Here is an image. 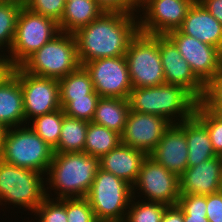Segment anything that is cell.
<instances>
[{"instance_id": "obj_22", "label": "cell", "mask_w": 222, "mask_h": 222, "mask_svg": "<svg viewBox=\"0 0 222 222\" xmlns=\"http://www.w3.org/2000/svg\"><path fill=\"white\" fill-rule=\"evenodd\" d=\"M184 133L188 146V167L197 166L217 156L207 127L195 115L184 120Z\"/></svg>"}, {"instance_id": "obj_4", "label": "cell", "mask_w": 222, "mask_h": 222, "mask_svg": "<svg viewBox=\"0 0 222 222\" xmlns=\"http://www.w3.org/2000/svg\"><path fill=\"white\" fill-rule=\"evenodd\" d=\"M54 150L37 133L24 127L5 129L0 145V159L14 166L46 174Z\"/></svg>"}, {"instance_id": "obj_16", "label": "cell", "mask_w": 222, "mask_h": 222, "mask_svg": "<svg viewBox=\"0 0 222 222\" xmlns=\"http://www.w3.org/2000/svg\"><path fill=\"white\" fill-rule=\"evenodd\" d=\"M172 123L162 116L130 111L121 143L149 155Z\"/></svg>"}, {"instance_id": "obj_15", "label": "cell", "mask_w": 222, "mask_h": 222, "mask_svg": "<svg viewBox=\"0 0 222 222\" xmlns=\"http://www.w3.org/2000/svg\"><path fill=\"white\" fill-rule=\"evenodd\" d=\"M158 45L165 83L181 86L200 102L205 85L195 76L187 61L166 35H158Z\"/></svg>"}, {"instance_id": "obj_5", "label": "cell", "mask_w": 222, "mask_h": 222, "mask_svg": "<svg viewBox=\"0 0 222 222\" xmlns=\"http://www.w3.org/2000/svg\"><path fill=\"white\" fill-rule=\"evenodd\" d=\"M80 66L74 35L66 32H60L21 65L28 73L56 80Z\"/></svg>"}, {"instance_id": "obj_31", "label": "cell", "mask_w": 222, "mask_h": 222, "mask_svg": "<svg viewBox=\"0 0 222 222\" xmlns=\"http://www.w3.org/2000/svg\"><path fill=\"white\" fill-rule=\"evenodd\" d=\"M178 206L184 222H209L206 217V195L180 194Z\"/></svg>"}, {"instance_id": "obj_11", "label": "cell", "mask_w": 222, "mask_h": 222, "mask_svg": "<svg viewBox=\"0 0 222 222\" xmlns=\"http://www.w3.org/2000/svg\"><path fill=\"white\" fill-rule=\"evenodd\" d=\"M100 97L128 99L133 89L125 56L100 58L83 65Z\"/></svg>"}, {"instance_id": "obj_27", "label": "cell", "mask_w": 222, "mask_h": 222, "mask_svg": "<svg viewBox=\"0 0 222 222\" xmlns=\"http://www.w3.org/2000/svg\"><path fill=\"white\" fill-rule=\"evenodd\" d=\"M121 143V135L104 126L88 123L84 152L101 157Z\"/></svg>"}, {"instance_id": "obj_45", "label": "cell", "mask_w": 222, "mask_h": 222, "mask_svg": "<svg viewBox=\"0 0 222 222\" xmlns=\"http://www.w3.org/2000/svg\"><path fill=\"white\" fill-rule=\"evenodd\" d=\"M4 130L5 129L0 125V145H1V140H2V137H3Z\"/></svg>"}, {"instance_id": "obj_44", "label": "cell", "mask_w": 222, "mask_h": 222, "mask_svg": "<svg viewBox=\"0 0 222 222\" xmlns=\"http://www.w3.org/2000/svg\"><path fill=\"white\" fill-rule=\"evenodd\" d=\"M146 0H132L133 4L139 8L141 4H143Z\"/></svg>"}, {"instance_id": "obj_21", "label": "cell", "mask_w": 222, "mask_h": 222, "mask_svg": "<svg viewBox=\"0 0 222 222\" xmlns=\"http://www.w3.org/2000/svg\"><path fill=\"white\" fill-rule=\"evenodd\" d=\"M24 123L22 88L19 78L13 73L0 85V125L9 129L20 127Z\"/></svg>"}, {"instance_id": "obj_35", "label": "cell", "mask_w": 222, "mask_h": 222, "mask_svg": "<svg viewBox=\"0 0 222 222\" xmlns=\"http://www.w3.org/2000/svg\"><path fill=\"white\" fill-rule=\"evenodd\" d=\"M67 222H98L89 201L83 198H65Z\"/></svg>"}, {"instance_id": "obj_23", "label": "cell", "mask_w": 222, "mask_h": 222, "mask_svg": "<svg viewBox=\"0 0 222 222\" xmlns=\"http://www.w3.org/2000/svg\"><path fill=\"white\" fill-rule=\"evenodd\" d=\"M129 112L128 99L100 97L91 122L122 135Z\"/></svg>"}, {"instance_id": "obj_33", "label": "cell", "mask_w": 222, "mask_h": 222, "mask_svg": "<svg viewBox=\"0 0 222 222\" xmlns=\"http://www.w3.org/2000/svg\"><path fill=\"white\" fill-rule=\"evenodd\" d=\"M99 98V95H85V97L73 98V100L63 108L64 114L91 122Z\"/></svg>"}, {"instance_id": "obj_14", "label": "cell", "mask_w": 222, "mask_h": 222, "mask_svg": "<svg viewBox=\"0 0 222 222\" xmlns=\"http://www.w3.org/2000/svg\"><path fill=\"white\" fill-rule=\"evenodd\" d=\"M195 1L146 0L139 6L141 12H144L143 17L140 15V19H136L139 31L149 35H166L170 31L177 30Z\"/></svg>"}, {"instance_id": "obj_2", "label": "cell", "mask_w": 222, "mask_h": 222, "mask_svg": "<svg viewBox=\"0 0 222 222\" xmlns=\"http://www.w3.org/2000/svg\"><path fill=\"white\" fill-rule=\"evenodd\" d=\"M99 168V157L85 152L54 153L46 179L57 191L55 200L86 197Z\"/></svg>"}, {"instance_id": "obj_7", "label": "cell", "mask_w": 222, "mask_h": 222, "mask_svg": "<svg viewBox=\"0 0 222 222\" xmlns=\"http://www.w3.org/2000/svg\"><path fill=\"white\" fill-rule=\"evenodd\" d=\"M59 24L22 6L17 18L10 59L14 67H20L31 55L60 33Z\"/></svg>"}, {"instance_id": "obj_30", "label": "cell", "mask_w": 222, "mask_h": 222, "mask_svg": "<svg viewBox=\"0 0 222 222\" xmlns=\"http://www.w3.org/2000/svg\"><path fill=\"white\" fill-rule=\"evenodd\" d=\"M132 197L126 212L124 222H161L163 213L168 205L160 202H135ZM133 202V203H132Z\"/></svg>"}, {"instance_id": "obj_20", "label": "cell", "mask_w": 222, "mask_h": 222, "mask_svg": "<svg viewBox=\"0 0 222 222\" xmlns=\"http://www.w3.org/2000/svg\"><path fill=\"white\" fill-rule=\"evenodd\" d=\"M178 30L222 51V25L197 0Z\"/></svg>"}, {"instance_id": "obj_40", "label": "cell", "mask_w": 222, "mask_h": 222, "mask_svg": "<svg viewBox=\"0 0 222 222\" xmlns=\"http://www.w3.org/2000/svg\"><path fill=\"white\" fill-rule=\"evenodd\" d=\"M222 25V0H197Z\"/></svg>"}, {"instance_id": "obj_28", "label": "cell", "mask_w": 222, "mask_h": 222, "mask_svg": "<svg viewBox=\"0 0 222 222\" xmlns=\"http://www.w3.org/2000/svg\"><path fill=\"white\" fill-rule=\"evenodd\" d=\"M23 0H0V48L11 49ZM0 49V50H1Z\"/></svg>"}, {"instance_id": "obj_12", "label": "cell", "mask_w": 222, "mask_h": 222, "mask_svg": "<svg viewBox=\"0 0 222 222\" xmlns=\"http://www.w3.org/2000/svg\"><path fill=\"white\" fill-rule=\"evenodd\" d=\"M166 36L190 66L195 76L206 85L222 70V51L196 38L181 33L178 29Z\"/></svg>"}, {"instance_id": "obj_13", "label": "cell", "mask_w": 222, "mask_h": 222, "mask_svg": "<svg viewBox=\"0 0 222 222\" xmlns=\"http://www.w3.org/2000/svg\"><path fill=\"white\" fill-rule=\"evenodd\" d=\"M136 189L144 193V198L148 197L146 201L176 205L180 196L179 177L147 155L142 162L138 178L132 186L133 197Z\"/></svg>"}, {"instance_id": "obj_1", "label": "cell", "mask_w": 222, "mask_h": 222, "mask_svg": "<svg viewBox=\"0 0 222 222\" xmlns=\"http://www.w3.org/2000/svg\"><path fill=\"white\" fill-rule=\"evenodd\" d=\"M134 15L105 11L89 25L76 30L73 35L81 66L100 58L125 56L129 42L139 32Z\"/></svg>"}, {"instance_id": "obj_41", "label": "cell", "mask_w": 222, "mask_h": 222, "mask_svg": "<svg viewBox=\"0 0 222 222\" xmlns=\"http://www.w3.org/2000/svg\"><path fill=\"white\" fill-rule=\"evenodd\" d=\"M161 222H184L183 211L178 204L166 207Z\"/></svg>"}, {"instance_id": "obj_24", "label": "cell", "mask_w": 222, "mask_h": 222, "mask_svg": "<svg viewBox=\"0 0 222 222\" xmlns=\"http://www.w3.org/2000/svg\"><path fill=\"white\" fill-rule=\"evenodd\" d=\"M105 10L95 0H73L66 2L61 21V32L74 33L99 18Z\"/></svg>"}, {"instance_id": "obj_26", "label": "cell", "mask_w": 222, "mask_h": 222, "mask_svg": "<svg viewBox=\"0 0 222 222\" xmlns=\"http://www.w3.org/2000/svg\"><path fill=\"white\" fill-rule=\"evenodd\" d=\"M88 123V121L64 115L58 144L53 149L54 153L84 152Z\"/></svg>"}, {"instance_id": "obj_3", "label": "cell", "mask_w": 222, "mask_h": 222, "mask_svg": "<svg viewBox=\"0 0 222 222\" xmlns=\"http://www.w3.org/2000/svg\"><path fill=\"white\" fill-rule=\"evenodd\" d=\"M128 102L130 111L162 116L172 124L177 120L176 123H179L191 118L198 104V101L181 86L166 83L133 88ZM174 117H179L180 120Z\"/></svg>"}, {"instance_id": "obj_29", "label": "cell", "mask_w": 222, "mask_h": 222, "mask_svg": "<svg viewBox=\"0 0 222 222\" xmlns=\"http://www.w3.org/2000/svg\"><path fill=\"white\" fill-rule=\"evenodd\" d=\"M62 108L33 118L30 128L53 149L57 146L63 124Z\"/></svg>"}, {"instance_id": "obj_17", "label": "cell", "mask_w": 222, "mask_h": 222, "mask_svg": "<svg viewBox=\"0 0 222 222\" xmlns=\"http://www.w3.org/2000/svg\"><path fill=\"white\" fill-rule=\"evenodd\" d=\"M149 156L180 177L188 167V146L184 133V121L171 124Z\"/></svg>"}, {"instance_id": "obj_39", "label": "cell", "mask_w": 222, "mask_h": 222, "mask_svg": "<svg viewBox=\"0 0 222 222\" xmlns=\"http://www.w3.org/2000/svg\"><path fill=\"white\" fill-rule=\"evenodd\" d=\"M106 12L135 13L139 10L132 0H95ZM137 9V10H136Z\"/></svg>"}, {"instance_id": "obj_42", "label": "cell", "mask_w": 222, "mask_h": 222, "mask_svg": "<svg viewBox=\"0 0 222 222\" xmlns=\"http://www.w3.org/2000/svg\"><path fill=\"white\" fill-rule=\"evenodd\" d=\"M14 68L7 55L0 54V85L13 74Z\"/></svg>"}, {"instance_id": "obj_32", "label": "cell", "mask_w": 222, "mask_h": 222, "mask_svg": "<svg viewBox=\"0 0 222 222\" xmlns=\"http://www.w3.org/2000/svg\"><path fill=\"white\" fill-rule=\"evenodd\" d=\"M194 115L207 127L212 147L217 155L222 154V121L198 102Z\"/></svg>"}, {"instance_id": "obj_37", "label": "cell", "mask_w": 222, "mask_h": 222, "mask_svg": "<svg viewBox=\"0 0 222 222\" xmlns=\"http://www.w3.org/2000/svg\"><path fill=\"white\" fill-rule=\"evenodd\" d=\"M200 103L203 106H222V70L205 85Z\"/></svg>"}, {"instance_id": "obj_6", "label": "cell", "mask_w": 222, "mask_h": 222, "mask_svg": "<svg viewBox=\"0 0 222 222\" xmlns=\"http://www.w3.org/2000/svg\"><path fill=\"white\" fill-rule=\"evenodd\" d=\"M132 197L130 184L99 168L85 198L98 222H124Z\"/></svg>"}, {"instance_id": "obj_18", "label": "cell", "mask_w": 222, "mask_h": 222, "mask_svg": "<svg viewBox=\"0 0 222 222\" xmlns=\"http://www.w3.org/2000/svg\"><path fill=\"white\" fill-rule=\"evenodd\" d=\"M222 190V158L220 155L187 167L179 177V194L209 195Z\"/></svg>"}, {"instance_id": "obj_10", "label": "cell", "mask_w": 222, "mask_h": 222, "mask_svg": "<svg viewBox=\"0 0 222 222\" xmlns=\"http://www.w3.org/2000/svg\"><path fill=\"white\" fill-rule=\"evenodd\" d=\"M13 73L20 80L26 124L29 119L61 108L58 80L33 75L21 66L15 67Z\"/></svg>"}, {"instance_id": "obj_9", "label": "cell", "mask_w": 222, "mask_h": 222, "mask_svg": "<svg viewBox=\"0 0 222 222\" xmlns=\"http://www.w3.org/2000/svg\"><path fill=\"white\" fill-rule=\"evenodd\" d=\"M133 88L152 87L165 83L158 45V35L140 31L129 42L125 54Z\"/></svg>"}, {"instance_id": "obj_34", "label": "cell", "mask_w": 222, "mask_h": 222, "mask_svg": "<svg viewBox=\"0 0 222 222\" xmlns=\"http://www.w3.org/2000/svg\"><path fill=\"white\" fill-rule=\"evenodd\" d=\"M49 195L46 193V198L34 212V215L36 213L40 218L38 222H67L65 198L56 199L54 202V198H50Z\"/></svg>"}, {"instance_id": "obj_36", "label": "cell", "mask_w": 222, "mask_h": 222, "mask_svg": "<svg viewBox=\"0 0 222 222\" xmlns=\"http://www.w3.org/2000/svg\"><path fill=\"white\" fill-rule=\"evenodd\" d=\"M24 6L31 11L53 19L59 23L65 10V0H23Z\"/></svg>"}, {"instance_id": "obj_43", "label": "cell", "mask_w": 222, "mask_h": 222, "mask_svg": "<svg viewBox=\"0 0 222 222\" xmlns=\"http://www.w3.org/2000/svg\"><path fill=\"white\" fill-rule=\"evenodd\" d=\"M212 112L220 121H222V106H204Z\"/></svg>"}, {"instance_id": "obj_19", "label": "cell", "mask_w": 222, "mask_h": 222, "mask_svg": "<svg viewBox=\"0 0 222 222\" xmlns=\"http://www.w3.org/2000/svg\"><path fill=\"white\" fill-rule=\"evenodd\" d=\"M146 157L147 154L144 151L120 143L99 158L100 169L112 173L133 186Z\"/></svg>"}, {"instance_id": "obj_38", "label": "cell", "mask_w": 222, "mask_h": 222, "mask_svg": "<svg viewBox=\"0 0 222 222\" xmlns=\"http://www.w3.org/2000/svg\"><path fill=\"white\" fill-rule=\"evenodd\" d=\"M206 217L209 222H222V190L206 195Z\"/></svg>"}, {"instance_id": "obj_8", "label": "cell", "mask_w": 222, "mask_h": 222, "mask_svg": "<svg viewBox=\"0 0 222 222\" xmlns=\"http://www.w3.org/2000/svg\"><path fill=\"white\" fill-rule=\"evenodd\" d=\"M42 175L0 159V204L9 202L34 213L46 198L47 189Z\"/></svg>"}, {"instance_id": "obj_25", "label": "cell", "mask_w": 222, "mask_h": 222, "mask_svg": "<svg viewBox=\"0 0 222 222\" xmlns=\"http://www.w3.org/2000/svg\"><path fill=\"white\" fill-rule=\"evenodd\" d=\"M60 105L63 109L73 98L85 97V95H98L94 91L93 83L89 72L84 66L58 80Z\"/></svg>"}]
</instances>
